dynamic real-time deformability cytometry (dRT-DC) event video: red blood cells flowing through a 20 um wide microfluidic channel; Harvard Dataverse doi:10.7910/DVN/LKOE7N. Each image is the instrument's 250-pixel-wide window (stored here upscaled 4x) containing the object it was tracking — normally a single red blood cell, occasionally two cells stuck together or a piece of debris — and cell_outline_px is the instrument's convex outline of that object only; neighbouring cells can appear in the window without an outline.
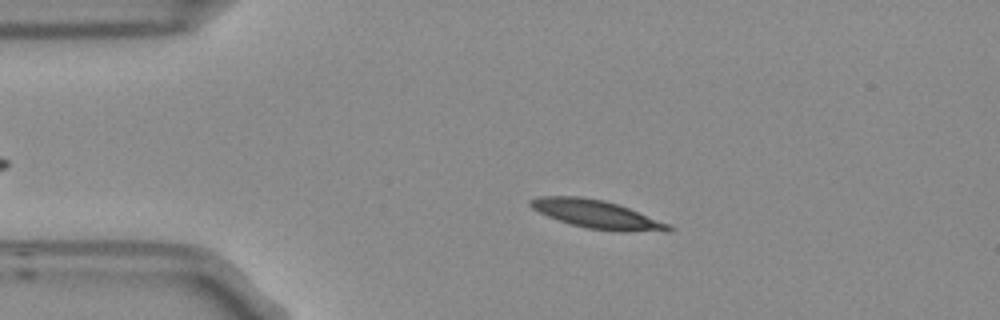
{"species": "Egyptian fruit bat (a non-hibernating species)", "species_latin": "Rousettus aegyptiacus", "temperature_condition": "room temperature", "stored_images_in_passage": 3, "camera_frame_rate_fps": 3000, "um_per_image_px": 0.085, "frame": {"image": 1, "passage_image": 2, "time_ms": 0.333, "image_size_px": [1000, 320], "cell_outline_px": [[676, 228], [672, 232], [620, 232], [584, 228], [548, 216], [532, 208], [528, 204], [528, 200], [536, 196], [580, 196], [604, 200], [628, 208], [668, 224]], "centroid_in_image_um": [50.75, 18.23], "position_along_channel_um": 34.3, "area_um2": 22.89}}